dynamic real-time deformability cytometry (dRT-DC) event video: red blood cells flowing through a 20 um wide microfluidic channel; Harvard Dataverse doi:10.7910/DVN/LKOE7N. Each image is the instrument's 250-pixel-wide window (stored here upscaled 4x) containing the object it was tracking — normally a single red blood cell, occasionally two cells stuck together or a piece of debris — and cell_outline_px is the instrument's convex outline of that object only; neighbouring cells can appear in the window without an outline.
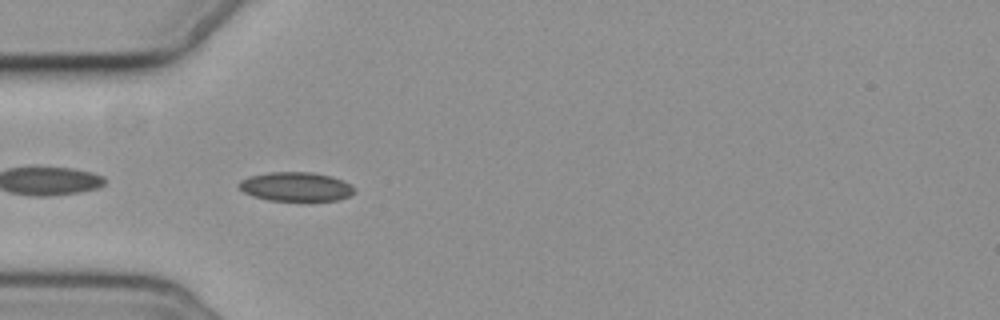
{"species": "common noctule bat (a hibernating species)", "species_latin": "Nyctalus noctula", "temperature_condition": "cold", "stored_images_in_passage": 5, "camera_frame_rate_fps": 3000, "um_per_image_px": 0.085, "animal": {"sex": "female", "body_mass_g": 19.3, "forearm_length_mm": 54.1}, "frame": {"image": 1, "passage_image": 5, "time_ms": 5.0, "image_size_px": [1000, 320], "cell_outline_px": [[356, 192], [348, 196], [336, 200], [308, 204], [300, 204], [268, 200], [252, 196], [244, 192], [236, 184], [240, 180], [248, 176], [268, 172], [312, 172], [332, 176], [356, 188]], "centroid_in_image_um": [25.14, 15.92], "position_along_channel_um": 59.9, "area_um2": 20.63}}